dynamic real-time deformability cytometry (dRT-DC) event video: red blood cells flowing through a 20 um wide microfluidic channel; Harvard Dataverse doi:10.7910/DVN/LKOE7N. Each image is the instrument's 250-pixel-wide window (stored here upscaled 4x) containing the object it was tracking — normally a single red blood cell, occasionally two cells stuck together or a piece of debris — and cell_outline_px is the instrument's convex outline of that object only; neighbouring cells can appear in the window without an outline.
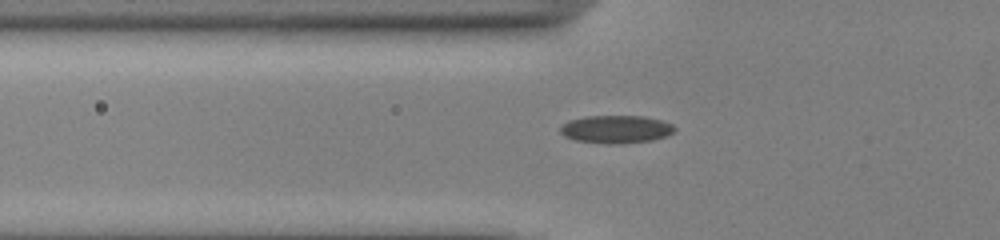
{"species": "common noctule bat (a hibernating species)", "species_latin": "Nyctalus noctula", "temperature_condition": "cold", "stored_images_in_passage": 55, "camera_frame_rate_fps": 3000, "um_per_image_px": 0.085, "animal": {"sex": "male", "body_mass_g": 13.0, "forearm_length_mm": 53.1}, "frame": {"image": 1, "passage_image": 20, "time_ms": 6.333, "image_size_px": [1000, 240], "cell_outline_px": [[676, 132], [668, 136], [652, 140], [612, 144], [608, 144], [576, 140], [564, 136], [560, 132], [560, 124], [568, 120], [584, 116], [644, 116], [660, 120], [672, 124], [676, 128]], "centroid_in_image_um": [52.36, 10.98], "position_along_channel_um": 73.4, "area_um2": 18.73}}
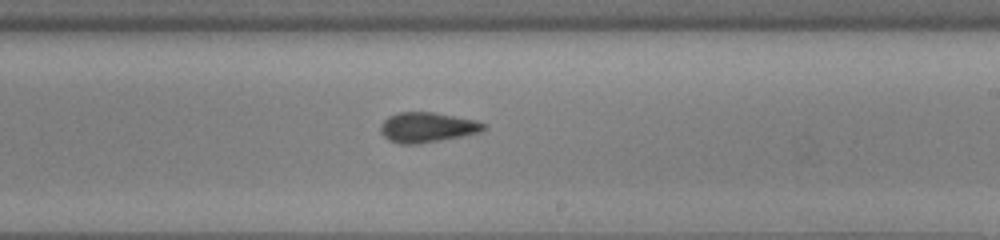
{"frame": {"image": 2, "passage_image": 34, "time_ms": 11.0, "image_size_px": [1000, 240], "cell_outline_px": [[484, 128], [480, 132], [460, 136], [416, 144], [400, 144], [388, 140], [380, 132], [380, 124], [388, 116], [400, 112], [432, 112], [476, 120], [484, 124]], "centroid_in_image_um": [36.25, 10.82], "position_along_channel_um": 252.8, "area_um2": 17.8}}
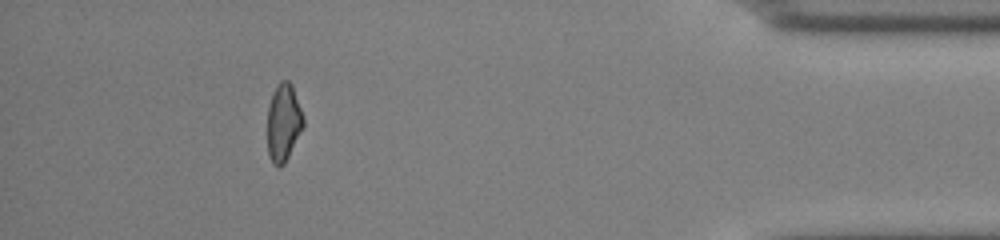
{"frame": {"image": 3, "passage_image": 50, "time_ms": 16.333, "image_size_px": [1000, 240], "cell_outline_px": [[304, 128], [284, 164], [280, 168], [276, 168], [272, 164], [268, 156], [268, 104], [272, 92], [280, 80], [288, 80], [292, 84], [304, 116]], "centroid_in_image_um": [24.1, 10.43], "position_along_channel_um": 411.1, "area_um2": 16.7}, "authors_computed_cell_mechanics": {"area_um2": 17.6868, "velocity_mm_per_s": 3.863, "shape_relaxation_time_tau1_ms": 6.328, "shape_relaxation_time_tau2_ms": 1.8153, "deformation_change_tau1": 0.1267, "deformation_change_tau2": 0.0907}}